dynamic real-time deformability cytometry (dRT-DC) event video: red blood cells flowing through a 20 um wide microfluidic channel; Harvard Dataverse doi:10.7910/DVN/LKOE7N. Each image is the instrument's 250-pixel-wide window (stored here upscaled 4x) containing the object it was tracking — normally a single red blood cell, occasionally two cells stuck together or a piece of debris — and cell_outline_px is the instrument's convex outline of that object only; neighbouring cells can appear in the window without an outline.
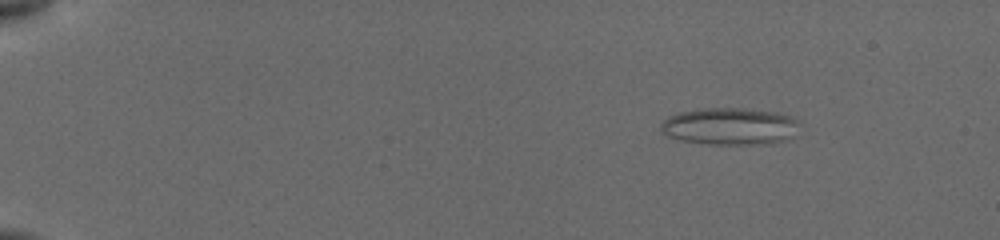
{"species": "common noctule bat (a hibernating species)", "species_latin": "Nyctalus noctula", "temperature_condition": "cold", "stored_images_in_passage": 30, "camera_frame_rate_fps": 3000, "um_per_image_px": 0.085, "animal": {"sex": "female", "body_mass_g": 19.5, "forearm_length_mm": 54.1}, "frame": {"image": 1, "passage_image": 1, "time_ms": 0.0, "image_size_px": [1000, 240], "cell_outline_px": [[796, 120], [788, 136], [772, 144], [708, 144], [680, 140], [668, 136], [660, 132], [660, 124], [668, 116], [680, 112], [704, 108], [744, 108], [776, 112], [788, 116]], "centroid_in_image_um": [61.88, 10.73], "position_along_channel_um": 23.1, "area_um2": 29.36}}
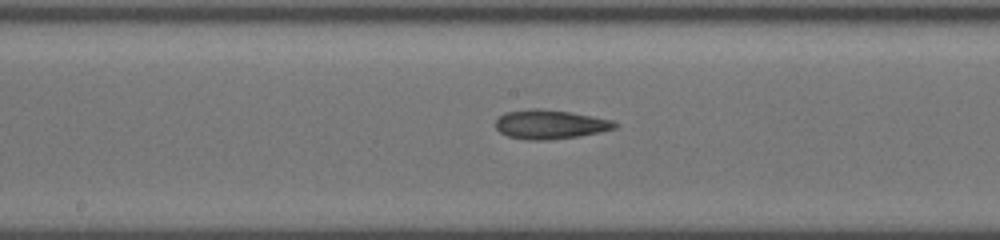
{"frame": {"image": 2, "passage_image": 21, "time_ms": 7.667, "image_size_px": [1000, 240], "cell_outline_px": [[616, 128], [600, 132], [580, 136], [552, 140], [528, 140], [508, 136], [500, 132], [496, 128], [496, 120], [504, 112], [532, 108], [540, 108], [568, 112], [592, 116], [612, 120], [616, 124]], "centroid_in_image_um": [46.73, 10.58], "position_along_channel_um": 201.5, "area_um2": 20.23}}
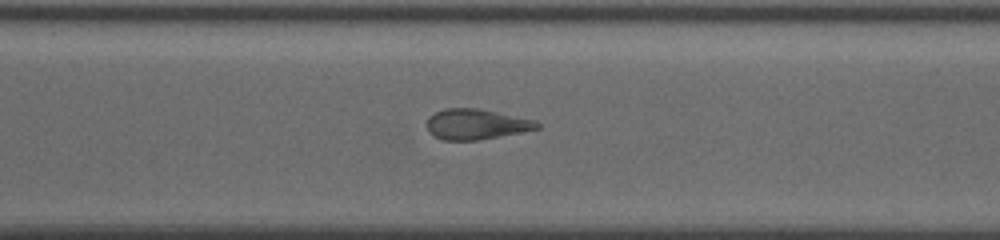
{"frame": {"image": 3, "passage_image": 30, "time_ms": 11.0, "image_size_px": [1000, 240], "cell_outline_px": [[540, 128], [520, 132], [476, 140], [444, 140], [428, 132], [428, 116], [444, 108], [476, 108], [536, 120], [540, 124]], "centroid_in_image_um": [40.47, 10.55], "position_along_channel_um": 330.1, "area_um2": 19.25}}